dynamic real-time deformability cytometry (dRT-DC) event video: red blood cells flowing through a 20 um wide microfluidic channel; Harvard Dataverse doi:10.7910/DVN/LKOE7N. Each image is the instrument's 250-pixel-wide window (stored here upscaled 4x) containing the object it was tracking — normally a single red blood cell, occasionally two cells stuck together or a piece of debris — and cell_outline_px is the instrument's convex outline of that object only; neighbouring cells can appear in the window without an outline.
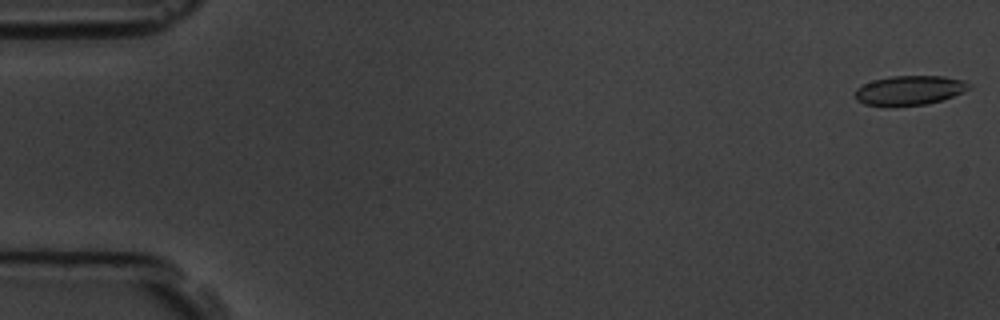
{"species": "common noctule bat (a hibernating species)", "species_latin": "Nyctalus noctula", "temperature_condition": "room temperature", "stored_images_in_passage": 7, "camera_frame_rate_fps": 3000, "um_per_image_px": 0.085, "animal": {"sex": "male", "body_mass_g": 19.5, "forearm_length_mm": 54.6}, "frame": {"image": 1, "passage_image": 1, "time_ms": 0.0, "image_size_px": [1000, 320], "cell_outline_px": [[972, 88], [964, 92], [928, 104], [864, 104], [856, 100], [856, 88], [872, 80], [892, 76], [944, 76], [964, 80], [972, 84]], "centroid_in_image_um": [77.38, 7.64], "position_along_channel_um": 7.6, "area_um2": 19.13}}
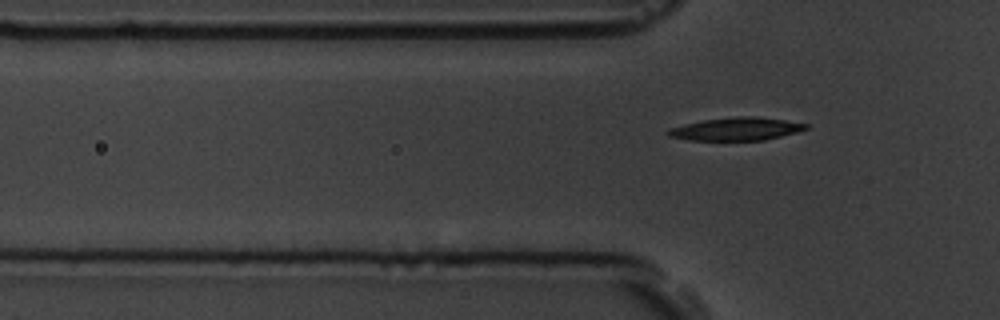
{"frame": {"image": 2, "passage_image": 7, "time_ms": 7.667, "image_size_px": [1000, 320], "cell_outline_px": [[808, 128], [796, 132], [764, 140], [692, 140], [668, 136], [664, 132], [668, 128], [684, 124], [704, 120], [740, 116], [756, 116], [784, 120], [808, 124]], "centroid_in_image_um": [62.54, 10.96], "position_along_channel_um": 63.3, "area_um2": 18.26}}